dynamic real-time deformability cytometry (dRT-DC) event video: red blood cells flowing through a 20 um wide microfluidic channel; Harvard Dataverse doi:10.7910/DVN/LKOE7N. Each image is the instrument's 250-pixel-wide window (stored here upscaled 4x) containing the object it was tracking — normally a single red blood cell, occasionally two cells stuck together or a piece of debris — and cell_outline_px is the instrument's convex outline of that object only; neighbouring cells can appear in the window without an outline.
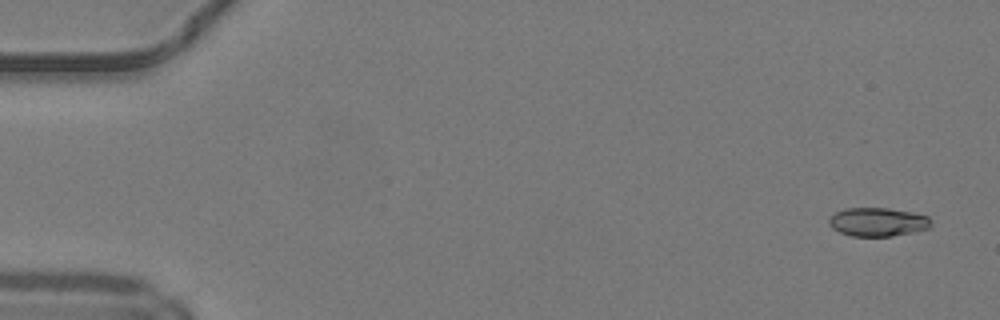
{"species": "common noctule bat (a hibernating species)", "species_latin": "Nyctalus noctula", "temperature_condition": "warm", "stored_images_in_passage": 48, "camera_frame_rate_fps": 3000, "um_per_image_px": 0.085, "animal": {"sex": "male", "body_mass_g": 19.2, "forearm_length_mm": 51.8}, "frame": {"image": 1, "passage_image": 1, "time_ms": 0.0, "image_size_px": [1000, 320], "cell_outline_px": [[932, 224], [928, 228], [912, 232], [892, 236], [852, 236], [840, 232], [832, 228], [828, 224], [828, 220], [836, 212], [844, 208], [888, 208], [912, 212], [928, 216], [932, 220]], "centroid_in_image_um": [74.61, 18.86], "position_along_channel_um": 10.4, "area_um2": 17.05}}
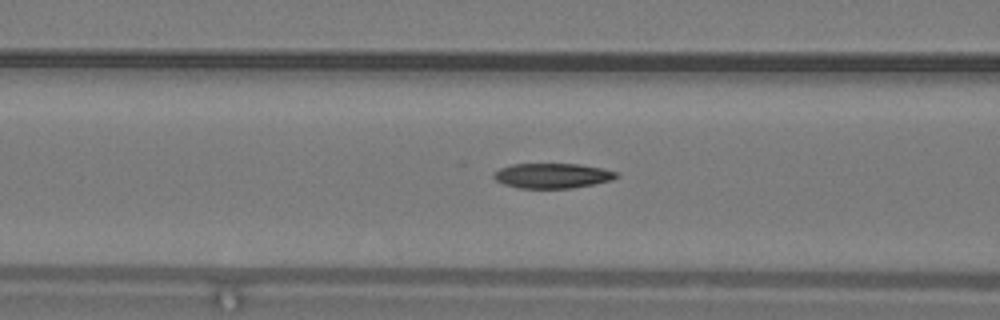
{"frame": {"image": 2, "passage_image": 19, "time_ms": 6.0, "image_size_px": [1000, 320], "cell_outline_px": [[620, 176], [612, 180], [572, 188], [520, 188], [504, 184], [496, 180], [492, 176], [500, 168], [512, 164], [580, 164], [600, 168], [616, 172]], "centroid_in_image_um": [46.95, 14.93], "position_along_channel_um": 119.6, "area_um2": 17.69}}
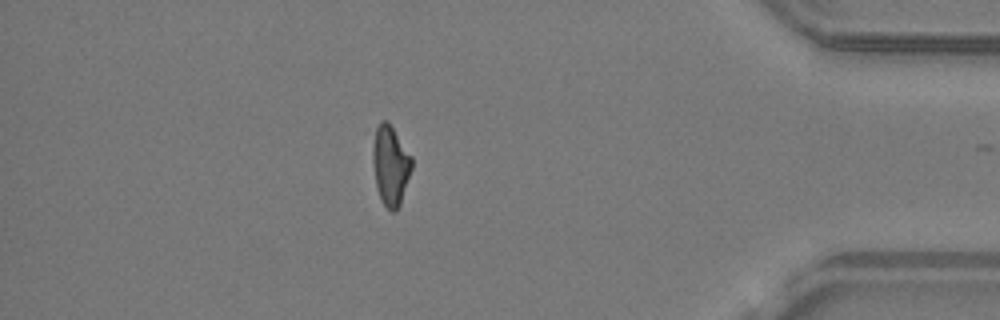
{"frame": {"image": 3, "passage_image": 42, "time_ms": 13.667, "image_size_px": [1000, 320], "cell_outline_px": [[412, 168], [400, 204], [396, 212], [392, 212], [380, 200], [376, 188], [372, 160], [372, 148], [376, 128], [380, 120], [388, 120], [412, 156]], "centroid_in_image_um": [33.18, 14.04], "position_along_channel_um": 402.0, "area_um2": 18.32}, "authors_computed_cell_mechanics": {"area_um2": 18.207, "velocity_mm_per_s": 4.2183, "shape_relaxation_time_tau1_ms": 11.0641, "shape_relaxation_time_tau2_ms": 4.5853, "deformation_change_tau1": 0.2894, "deformation_change_tau2": 0.1114}}